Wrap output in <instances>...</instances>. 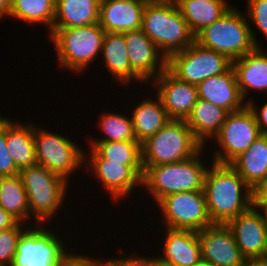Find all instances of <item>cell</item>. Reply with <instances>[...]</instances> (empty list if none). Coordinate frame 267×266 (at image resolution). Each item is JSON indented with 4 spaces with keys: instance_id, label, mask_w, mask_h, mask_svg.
Listing matches in <instances>:
<instances>
[{
    "instance_id": "8fae6325",
    "label": "cell",
    "mask_w": 267,
    "mask_h": 266,
    "mask_svg": "<svg viewBox=\"0 0 267 266\" xmlns=\"http://www.w3.org/2000/svg\"><path fill=\"white\" fill-rule=\"evenodd\" d=\"M260 136L255 116L247 105L230 112L218 135L212 140L217 146L211 151L213 158L208 159L219 164H230Z\"/></svg>"
},
{
    "instance_id": "ffe728a7",
    "label": "cell",
    "mask_w": 267,
    "mask_h": 266,
    "mask_svg": "<svg viewBox=\"0 0 267 266\" xmlns=\"http://www.w3.org/2000/svg\"><path fill=\"white\" fill-rule=\"evenodd\" d=\"M149 0H101L99 25L105 32L124 33L141 29Z\"/></svg>"
},
{
    "instance_id": "3957f363",
    "label": "cell",
    "mask_w": 267,
    "mask_h": 266,
    "mask_svg": "<svg viewBox=\"0 0 267 266\" xmlns=\"http://www.w3.org/2000/svg\"><path fill=\"white\" fill-rule=\"evenodd\" d=\"M141 30L166 59L195 42V35L176 3L170 0H149L146 3Z\"/></svg>"
},
{
    "instance_id": "60d3db41",
    "label": "cell",
    "mask_w": 267,
    "mask_h": 266,
    "mask_svg": "<svg viewBox=\"0 0 267 266\" xmlns=\"http://www.w3.org/2000/svg\"><path fill=\"white\" fill-rule=\"evenodd\" d=\"M77 253L74 252L62 266H89V263Z\"/></svg>"
},
{
    "instance_id": "7c38bea8",
    "label": "cell",
    "mask_w": 267,
    "mask_h": 266,
    "mask_svg": "<svg viewBox=\"0 0 267 266\" xmlns=\"http://www.w3.org/2000/svg\"><path fill=\"white\" fill-rule=\"evenodd\" d=\"M232 61L220 52L197 42L167 58L166 69L177 79L198 85L209 77L226 72Z\"/></svg>"
},
{
    "instance_id": "4dcf8cb0",
    "label": "cell",
    "mask_w": 267,
    "mask_h": 266,
    "mask_svg": "<svg viewBox=\"0 0 267 266\" xmlns=\"http://www.w3.org/2000/svg\"><path fill=\"white\" fill-rule=\"evenodd\" d=\"M109 111V112H108ZM100 112L99 119L97 118V129L104 136L89 139V142H114V141H132L136 140L134 127L132 124L129 111L124 113L112 112L111 110Z\"/></svg>"
},
{
    "instance_id": "7bdbcfd3",
    "label": "cell",
    "mask_w": 267,
    "mask_h": 266,
    "mask_svg": "<svg viewBox=\"0 0 267 266\" xmlns=\"http://www.w3.org/2000/svg\"><path fill=\"white\" fill-rule=\"evenodd\" d=\"M243 266H267V257L265 258H247Z\"/></svg>"
},
{
    "instance_id": "9c48e42d",
    "label": "cell",
    "mask_w": 267,
    "mask_h": 266,
    "mask_svg": "<svg viewBox=\"0 0 267 266\" xmlns=\"http://www.w3.org/2000/svg\"><path fill=\"white\" fill-rule=\"evenodd\" d=\"M35 123L34 144L36 162L51 172L64 178L69 184L71 175L84 168V150L77 141L67 137L64 132L39 128ZM74 174V175H73Z\"/></svg>"
},
{
    "instance_id": "7402d4cb",
    "label": "cell",
    "mask_w": 267,
    "mask_h": 266,
    "mask_svg": "<svg viewBox=\"0 0 267 266\" xmlns=\"http://www.w3.org/2000/svg\"><path fill=\"white\" fill-rule=\"evenodd\" d=\"M197 93L198 98L211 102L229 113L238 111L247 105L238 87L232 66L223 74L201 81L197 85Z\"/></svg>"
},
{
    "instance_id": "4fadbf2b",
    "label": "cell",
    "mask_w": 267,
    "mask_h": 266,
    "mask_svg": "<svg viewBox=\"0 0 267 266\" xmlns=\"http://www.w3.org/2000/svg\"><path fill=\"white\" fill-rule=\"evenodd\" d=\"M160 222L173 229L200 231L213 225L209 218L204 191H187L167 195L157 205Z\"/></svg>"
},
{
    "instance_id": "74e56055",
    "label": "cell",
    "mask_w": 267,
    "mask_h": 266,
    "mask_svg": "<svg viewBox=\"0 0 267 266\" xmlns=\"http://www.w3.org/2000/svg\"><path fill=\"white\" fill-rule=\"evenodd\" d=\"M253 190L252 206L260 211H267V178L261 181Z\"/></svg>"
},
{
    "instance_id": "8992f818",
    "label": "cell",
    "mask_w": 267,
    "mask_h": 266,
    "mask_svg": "<svg viewBox=\"0 0 267 266\" xmlns=\"http://www.w3.org/2000/svg\"><path fill=\"white\" fill-rule=\"evenodd\" d=\"M53 227L39 223L28 226L21 233L11 266H62L77 248L62 239L60 228L56 231Z\"/></svg>"
},
{
    "instance_id": "2e32d148",
    "label": "cell",
    "mask_w": 267,
    "mask_h": 266,
    "mask_svg": "<svg viewBox=\"0 0 267 266\" xmlns=\"http://www.w3.org/2000/svg\"><path fill=\"white\" fill-rule=\"evenodd\" d=\"M227 226L233 231L236 243L246 259L267 257V226L262 212L252 206L232 218Z\"/></svg>"
},
{
    "instance_id": "603a6c76",
    "label": "cell",
    "mask_w": 267,
    "mask_h": 266,
    "mask_svg": "<svg viewBox=\"0 0 267 266\" xmlns=\"http://www.w3.org/2000/svg\"><path fill=\"white\" fill-rule=\"evenodd\" d=\"M6 117V143L16 167L21 170L37 164L35 156V121L11 120Z\"/></svg>"
},
{
    "instance_id": "ac0fdd59",
    "label": "cell",
    "mask_w": 267,
    "mask_h": 266,
    "mask_svg": "<svg viewBox=\"0 0 267 266\" xmlns=\"http://www.w3.org/2000/svg\"><path fill=\"white\" fill-rule=\"evenodd\" d=\"M164 232L161 255L154 254L157 266H193L201 260L197 231L164 227Z\"/></svg>"
},
{
    "instance_id": "9a60e30c",
    "label": "cell",
    "mask_w": 267,
    "mask_h": 266,
    "mask_svg": "<svg viewBox=\"0 0 267 266\" xmlns=\"http://www.w3.org/2000/svg\"><path fill=\"white\" fill-rule=\"evenodd\" d=\"M170 119L186 120L198 99L197 85L177 79L167 69L151 83Z\"/></svg>"
},
{
    "instance_id": "d6986e66",
    "label": "cell",
    "mask_w": 267,
    "mask_h": 266,
    "mask_svg": "<svg viewBox=\"0 0 267 266\" xmlns=\"http://www.w3.org/2000/svg\"><path fill=\"white\" fill-rule=\"evenodd\" d=\"M232 67L246 103L253 99L250 91L258 92L257 95L263 93L264 98L267 97V50L264 47H255L243 57L237 58L232 62Z\"/></svg>"
},
{
    "instance_id": "5bb4252c",
    "label": "cell",
    "mask_w": 267,
    "mask_h": 266,
    "mask_svg": "<svg viewBox=\"0 0 267 266\" xmlns=\"http://www.w3.org/2000/svg\"><path fill=\"white\" fill-rule=\"evenodd\" d=\"M197 233L202 260L213 266H243L246 258L227 224H213Z\"/></svg>"
},
{
    "instance_id": "277c9868",
    "label": "cell",
    "mask_w": 267,
    "mask_h": 266,
    "mask_svg": "<svg viewBox=\"0 0 267 266\" xmlns=\"http://www.w3.org/2000/svg\"><path fill=\"white\" fill-rule=\"evenodd\" d=\"M19 176L27 193L30 226L52 224V220L58 216L57 212H62L65 198L69 196V183L39 164L22 168Z\"/></svg>"
},
{
    "instance_id": "5b68a950",
    "label": "cell",
    "mask_w": 267,
    "mask_h": 266,
    "mask_svg": "<svg viewBox=\"0 0 267 266\" xmlns=\"http://www.w3.org/2000/svg\"><path fill=\"white\" fill-rule=\"evenodd\" d=\"M105 30L95 23L89 26L52 28L48 34L54 44L56 57L61 69L76 75L84 73L99 60ZM91 64V66H90Z\"/></svg>"
},
{
    "instance_id": "4316f807",
    "label": "cell",
    "mask_w": 267,
    "mask_h": 266,
    "mask_svg": "<svg viewBox=\"0 0 267 266\" xmlns=\"http://www.w3.org/2000/svg\"><path fill=\"white\" fill-rule=\"evenodd\" d=\"M174 2L194 35L217 21L233 6L227 0H175Z\"/></svg>"
},
{
    "instance_id": "d4e9b609",
    "label": "cell",
    "mask_w": 267,
    "mask_h": 266,
    "mask_svg": "<svg viewBox=\"0 0 267 266\" xmlns=\"http://www.w3.org/2000/svg\"><path fill=\"white\" fill-rule=\"evenodd\" d=\"M145 98L142 99V102L139 101L136 104L133 102L135 106L130 112L136 140L140 143L153 136L170 120L157 94L150 97L145 96Z\"/></svg>"
},
{
    "instance_id": "ee69618b",
    "label": "cell",
    "mask_w": 267,
    "mask_h": 266,
    "mask_svg": "<svg viewBox=\"0 0 267 266\" xmlns=\"http://www.w3.org/2000/svg\"><path fill=\"white\" fill-rule=\"evenodd\" d=\"M193 266H213V265L210 264V263H207L206 261H204V260L201 259L198 263H196Z\"/></svg>"
},
{
    "instance_id": "d590c367",
    "label": "cell",
    "mask_w": 267,
    "mask_h": 266,
    "mask_svg": "<svg viewBox=\"0 0 267 266\" xmlns=\"http://www.w3.org/2000/svg\"><path fill=\"white\" fill-rule=\"evenodd\" d=\"M138 252L134 250L133 253H126L122 249V266H157L154 256L148 257Z\"/></svg>"
},
{
    "instance_id": "d6a6232c",
    "label": "cell",
    "mask_w": 267,
    "mask_h": 266,
    "mask_svg": "<svg viewBox=\"0 0 267 266\" xmlns=\"http://www.w3.org/2000/svg\"><path fill=\"white\" fill-rule=\"evenodd\" d=\"M246 16L250 24V31L256 47H263L257 38V29L267 42V0H246ZM253 23V24H252ZM254 25V28L251 26Z\"/></svg>"
},
{
    "instance_id": "b9f144b4",
    "label": "cell",
    "mask_w": 267,
    "mask_h": 266,
    "mask_svg": "<svg viewBox=\"0 0 267 266\" xmlns=\"http://www.w3.org/2000/svg\"><path fill=\"white\" fill-rule=\"evenodd\" d=\"M13 0H0V19L8 18Z\"/></svg>"
},
{
    "instance_id": "e575fe53",
    "label": "cell",
    "mask_w": 267,
    "mask_h": 266,
    "mask_svg": "<svg viewBox=\"0 0 267 266\" xmlns=\"http://www.w3.org/2000/svg\"><path fill=\"white\" fill-rule=\"evenodd\" d=\"M19 172L7 148L6 116L0 115V177L14 176Z\"/></svg>"
},
{
    "instance_id": "8d00e7d4",
    "label": "cell",
    "mask_w": 267,
    "mask_h": 266,
    "mask_svg": "<svg viewBox=\"0 0 267 266\" xmlns=\"http://www.w3.org/2000/svg\"><path fill=\"white\" fill-rule=\"evenodd\" d=\"M247 106L253 112L257 125L261 135H267V100L258 108V103H255V99H252L247 103Z\"/></svg>"
},
{
    "instance_id": "83f0119b",
    "label": "cell",
    "mask_w": 267,
    "mask_h": 266,
    "mask_svg": "<svg viewBox=\"0 0 267 266\" xmlns=\"http://www.w3.org/2000/svg\"><path fill=\"white\" fill-rule=\"evenodd\" d=\"M230 165L253 189L267 178V135L258 137Z\"/></svg>"
},
{
    "instance_id": "ba28073f",
    "label": "cell",
    "mask_w": 267,
    "mask_h": 266,
    "mask_svg": "<svg viewBox=\"0 0 267 266\" xmlns=\"http://www.w3.org/2000/svg\"><path fill=\"white\" fill-rule=\"evenodd\" d=\"M202 148L185 120L170 119L162 129L141 143L142 165L181 162L191 158Z\"/></svg>"
},
{
    "instance_id": "30bf717a",
    "label": "cell",
    "mask_w": 267,
    "mask_h": 266,
    "mask_svg": "<svg viewBox=\"0 0 267 266\" xmlns=\"http://www.w3.org/2000/svg\"><path fill=\"white\" fill-rule=\"evenodd\" d=\"M88 149L84 150V170L94 175L95 179L92 180L101 184L104 191H107L106 194L108 193L112 198V203H122L120 199L130 198L134 190L138 192L139 187L142 189L143 166L110 162V160L103 159L93 148Z\"/></svg>"
},
{
    "instance_id": "f546056e",
    "label": "cell",
    "mask_w": 267,
    "mask_h": 266,
    "mask_svg": "<svg viewBox=\"0 0 267 266\" xmlns=\"http://www.w3.org/2000/svg\"><path fill=\"white\" fill-rule=\"evenodd\" d=\"M56 0H13L8 17L19 19L29 26L43 25L52 30Z\"/></svg>"
},
{
    "instance_id": "ab89813d",
    "label": "cell",
    "mask_w": 267,
    "mask_h": 266,
    "mask_svg": "<svg viewBox=\"0 0 267 266\" xmlns=\"http://www.w3.org/2000/svg\"><path fill=\"white\" fill-rule=\"evenodd\" d=\"M18 223L8 212L0 206V231L11 228Z\"/></svg>"
},
{
    "instance_id": "f6af8a7d",
    "label": "cell",
    "mask_w": 267,
    "mask_h": 266,
    "mask_svg": "<svg viewBox=\"0 0 267 266\" xmlns=\"http://www.w3.org/2000/svg\"><path fill=\"white\" fill-rule=\"evenodd\" d=\"M263 215H264V218H265V221H266V226H267V211H264Z\"/></svg>"
},
{
    "instance_id": "1f68e13d",
    "label": "cell",
    "mask_w": 267,
    "mask_h": 266,
    "mask_svg": "<svg viewBox=\"0 0 267 266\" xmlns=\"http://www.w3.org/2000/svg\"><path fill=\"white\" fill-rule=\"evenodd\" d=\"M103 159L122 162V165L143 166L141 143L137 140L114 142H88Z\"/></svg>"
},
{
    "instance_id": "484cf974",
    "label": "cell",
    "mask_w": 267,
    "mask_h": 266,
    "mask_svg": "<svg viewBox=\"0 0 267 266\" xmlns=\"http://www.w3.org/2000/svg\"><path fill=\"white\" fill-rule=\"evenodd\" d=\"M101 0H56L52 28H71L99 23Z\"/></svg>"
},
{
    "instance_id": "e0dca14e",
    "label": "cell",
    "mask_w": 267,
    "mask_h": 266,
    "mask_svg": "<svg viewBox=\"0 0 267 266\" xmlns=\"http://www.w3.org/2000/svg\"><path fill=\"white\" fill-rule=\"evenodd\" d=\"M123 34L130 67L148 86L166 69L167 59L141 29Z\"/></svg>"
},
{
    "instance_id": "52a82bcc",
    "label": "cell",
    "mask_w": 267,
    "mask_h": 266,
    "mask_svg": "<svg viewBox=\"0 0 267 266\" xmlns=\"http://www.w3.org/2000/svg\"><path fill=\"white\" fill-rule=\"evenodd\" d=\"M195 42L220 52L232 62L256 47L245 12L242 14V10L234 5L217 21L199 31Z\"/></svg>"
},
{
    "instance_id": "f35d334b",
    "label": "cell",
    "mask_w": 267,
    "mask_h": 266,
    "mask_svg": "<svg viewBox=\"0 0 267 266\" xmlns=\"http://www.w3.org/2000/svg\"><path fill=\"white\" fill-rule=\"evenodd\" d=\"M119 250L120 253L118 254ZM115 252H116L115 255L116 254L120 255V257L117 256L116 258H114L113 255L111 258L107 257L104 259L102 257L101 258L97 256L94 257L93 255L92 257L86 254L83 255L82 252L81 253L79 252V254L89 263V266H122V248L121 247H119V249L117 248Z\"/></svg>"
},
{
    "instance_id": "44dd1931",
    "label": "cell",
    "mask_w": 267,
    "mask_h": 266,
    "mask_svg": "<svg viewBox=\"0 0 267 266\" xmlns=\"http://www.w3.org/2000/svg\"><path fill=\"white\" fill-rule=\"evenodd\" d=\"M104 70L106 69L110 73L112 81L118 84V86H124L125 88L135 82V86L145 83L130 67L129 56L125 37L123 33H111L105 32L101 55ZM120 83V85H119Z\"/></svg>"
},
{
    "instance_id": "f1b7e54d",
    "label": "cell",
    "mask_w": 267,
    "mask_h": 266,
    "mask_svg": "<svg viewBox=\"0 0 267 266\" xmlns=\"http://www.w3.org/2000/svg\"><path fill=\"white\" fill-rule=\"evenodd\" d=\"M0 206L15 220L30 226L27 193L19 174L0 177Z\"/></svg>"
},
{
    "instance_id": "6da1fadb",
    "label": "cell",
    "mask_w": 267,
    "mask_h": 266,
    "mask_svg": "<svg viewBox=\"0 0 267 266\" xmlns=\"http://www.w3.org/2000/svg\"><path fill=\"white\" fill-rule=\"evenodd\" d=\"M204 181L206 207L213 224H227L252 207V188L230 164L210 162Z\"/></svg>"
},
{
    "instance_id": "836d02e7",
    "label": "cell",
    "mask_w": 267,
    "mask_h": 266,
    "mask_svg": "<svg viewBox=\"0 0 267 266\" xmlns=\"http://www.w3.org/2000/svg\"><path fill=\"white\" fill-rule=\"evenodd\" d=\"M28 227L18 222L15 226L0 231V266H11L21 233Z\"/></svg>"
},
{
    "instance_id": "cb8c5ba5",
    "label": "cell",
    "mask_w": 267,
    "mask_h": 266,
    "mask_svg": "<svg viewBox=\"0 0 267 266\" xmlns=\"http://www.w3.org/2000/svg\"><path fill=\"white\" fill-rule=\"evenodd\" d=\"M228 114L227 110L198 98L185 121L195 139L207 148L208 142L218 135Z\"/></svg>"
},
{
    "instance_id": "7a4b0ae2",
    "label": "cell",
    "mask_w": 267,
    "mask_h": 266,
    "mask_svg": "<svg viewBox=\"0 0 267 266\" xmlns=\"http://www.w3.org/2000/svg\"><path fill=\"white\" fill-rule=\"evenodd\" d=\"M207 151L209 150L203 147L197 154L181 162L143 166L140 190L145 193L147 191L154 204L173 193L203 191L206 172L210 165L207 166L208 160L205 161L204 158V152Z\"/></svg>"
}]
</instances>
